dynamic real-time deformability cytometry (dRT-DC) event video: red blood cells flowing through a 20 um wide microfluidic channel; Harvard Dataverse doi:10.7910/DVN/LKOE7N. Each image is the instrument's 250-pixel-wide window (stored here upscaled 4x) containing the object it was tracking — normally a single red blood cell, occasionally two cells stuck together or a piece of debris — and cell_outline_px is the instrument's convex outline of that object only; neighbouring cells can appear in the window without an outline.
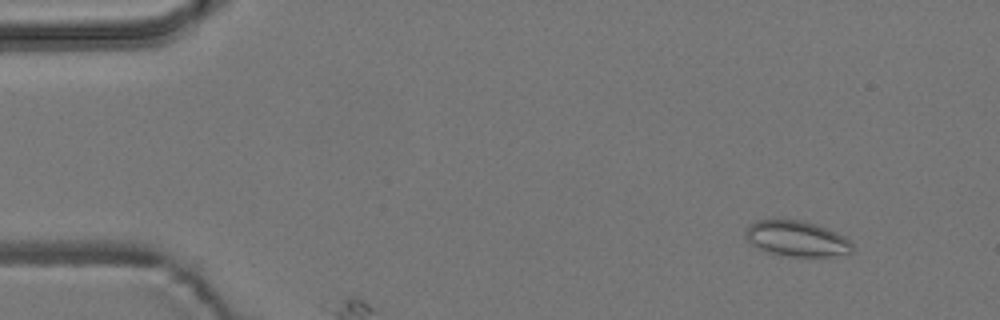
{"species": "common noctule bat (a hibernating species)", "species_latin": "Nyctalus noctula", "temperature_condition": "room temperature", "stored_images_in_passage": 4, "camera_frame_rate_fps": 3000, "um_per_image_px": 0.085, "animal": {"sex": "male", "body_mass_g": 19.2, "forearm_length_mm": 51.8}, "frame": {"image": 1, "passage_image": 1, "time_ms": 0.0, "image_size_px": [1000, 320], "cell_outline_px": [[852, 252], [832, 256], [792, 256], [772, 252], [760, 248], [752, 244], [744, 236], [744, 232], [748, 224], [756, 220], [804, 220], [816, 224], [836, 232], [844, 236], [852, 244]], "centroid_in_image_um": [67.71, 20.26], "position_along_channel_um": 17.3, "area_um2": 21.85}}